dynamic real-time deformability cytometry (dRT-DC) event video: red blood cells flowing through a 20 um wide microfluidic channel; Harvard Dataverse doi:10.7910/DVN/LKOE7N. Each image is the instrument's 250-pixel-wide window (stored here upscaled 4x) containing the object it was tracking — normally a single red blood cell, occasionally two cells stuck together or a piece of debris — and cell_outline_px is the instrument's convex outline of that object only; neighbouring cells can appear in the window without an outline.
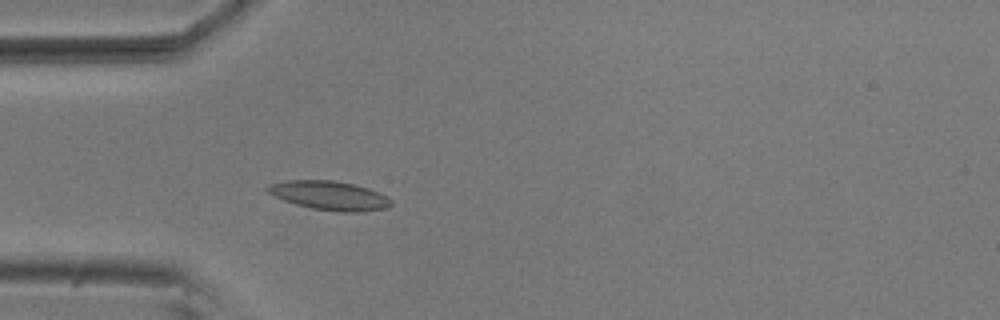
{"species": "common noctule bat (a hibernating species)", "species_latin": "Nyctalus noctula", "temperature_condition": "room temperature", "stored_images_in_passage": 46, "camera_frame_rate_fps": 3000, "um_per_image_px": 0.085, "animal": {"sex": "male", "body_mass_g": 20.5, "forearm_length_mm": 52.5}, "frame": {"image": 1, "passage_image": 7, "time_ms": 2.0, "image_size_px": [1000, 320], "cell_outline_px": [[392, 204], [384, 208], [360, 212], [340, 212], [312, 208], [296, 204], [284, 200], [268, 192], [264, 188], [268, 184], [288, 180], [332, 180], [352, 184], [368, 188], [392, 200]], "centroid_in_image_um": [27.96, 16.61], "position_along_channel_um": 57.0, "area_um2": 20.58}}
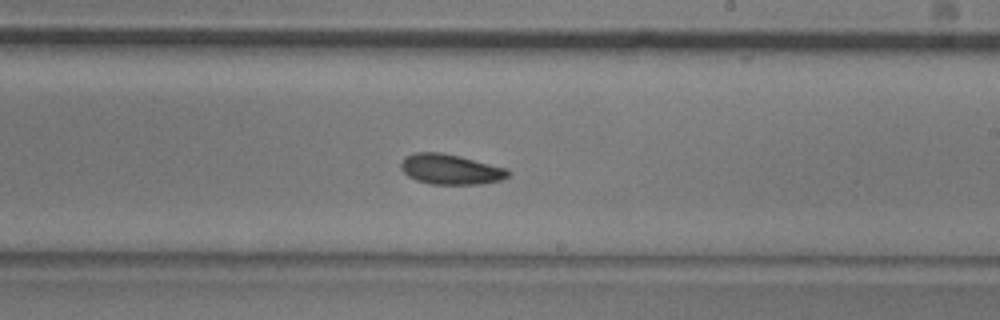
{"frame": {"image": 2, "passage_image": 23, "time_ms": 7.333, "image_size_px": [1000, 320], "cell_outline_px": [[512, 172], [508, 176], [500, 180], [484, 184], [428, 184], [416, 180], [408, 176], [400, 168], [400, 164], [404, 156], [416, 152], [440, 152], [460, 156], [508, 168]], "centroid_in_image_um": [38.3, 14.39], "position_along_channel_um": 250.7, "area_um2": 19.13}}
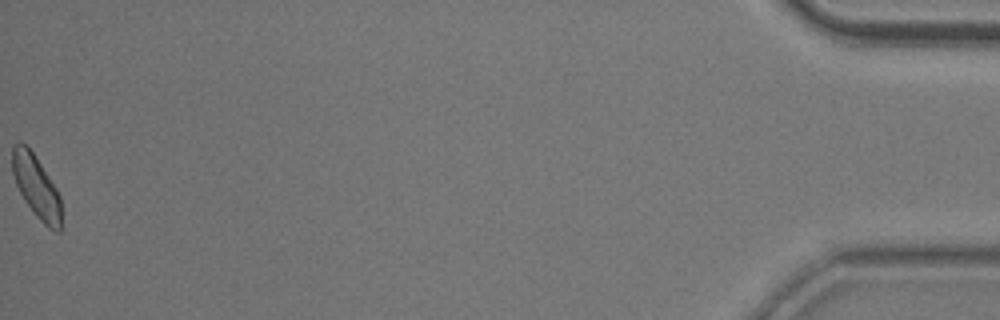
{"frame": {"image": 3, "passage_image": 46, "time_ms": 15.0, "image_size_px": [1000, 320], "cell_outline_px": [[60, 232], [56, 232], [48, 228], [36, 216], [24, 200], [16, 184], [12, 172], [12, 144], [16, 140], [20, 140], [32, 152], [56, 188], [60, 196]], "centroid_in_image_um": [3.05, 15.85], "position_along_channel_um": 432.1, "area_um2": 17.69}, "authors_computed_cell_mechanics": {"area_um2": 18.6116, "velocity_mm_per_s": 3.6862, "shape_relaxation_time_tau1_ms": 6.278, "shape_relaxation_time_tau2_ms": 5.0926, "deformation_change_tau1": 0.1356, "deformation_change_tau2": 0.1072}}